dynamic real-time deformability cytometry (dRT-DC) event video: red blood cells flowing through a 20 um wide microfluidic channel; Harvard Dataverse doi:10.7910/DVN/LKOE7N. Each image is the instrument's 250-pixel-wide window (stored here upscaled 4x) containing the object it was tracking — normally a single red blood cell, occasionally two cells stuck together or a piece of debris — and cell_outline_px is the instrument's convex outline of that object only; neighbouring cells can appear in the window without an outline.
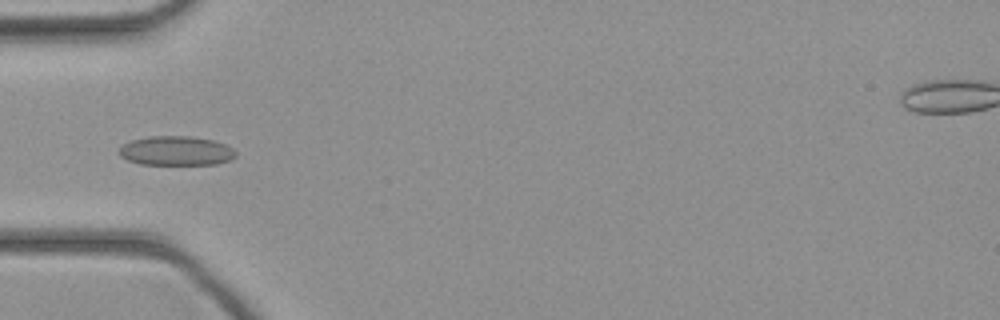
{"species": "common noctule bat (a hibernating species)", "species_latin": "Nyctalus noctula", "temperature_condition": "cold", "stored_images_in_passage": 34, "camera_frame_rate_fps": 3000, "um_per_image_px": 0.085, "animal": {"sex": "female", "body_mass_g": 21.9}, "frame": {"image": 1, "passage_image": 8, "time_ms": 2.333, "image_size_px": [1000, 320], "cell_outline_px": [[236, 156], [228, 160], [216, 164], [140, 164], [128, 160], [120, 156], [116, 152], [124, 144], [132, 140], [148, 136], [192, 136], [212, 140], [224, 144], [232, 148], [236, 152]], "centroid_in_image_um": [14.94, 12.81], "position_along_channel_um": 70.1, "area_um2": 19.88}}
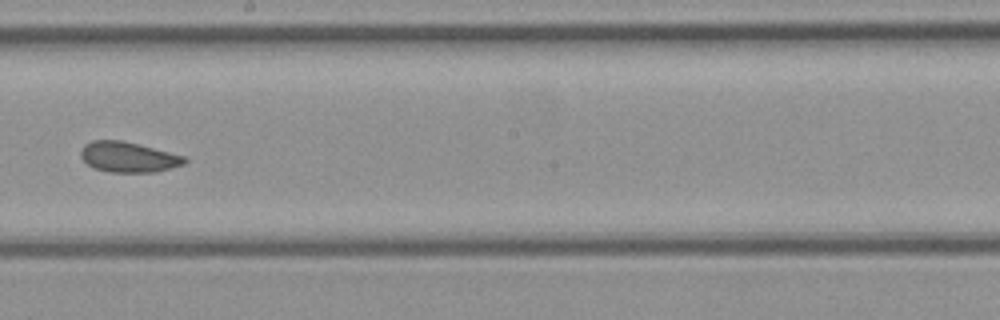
{"frame": {"image": 2, "passage_image": 19, "time_ms": 6.0, "image_size_px": [1000, 320], "cell_outline_px": [[188, 160], [184, 164], [172, 168], [156, 172], [108, 172], [92, 168], [80, 156], [80, 152], [84, 144], [92, 140], [124, 140], [188, 156]], "centroid_in_image_um": [10.95, 13.34], "position_along_channel_um": 237.3, "area_um2": 18.79}}
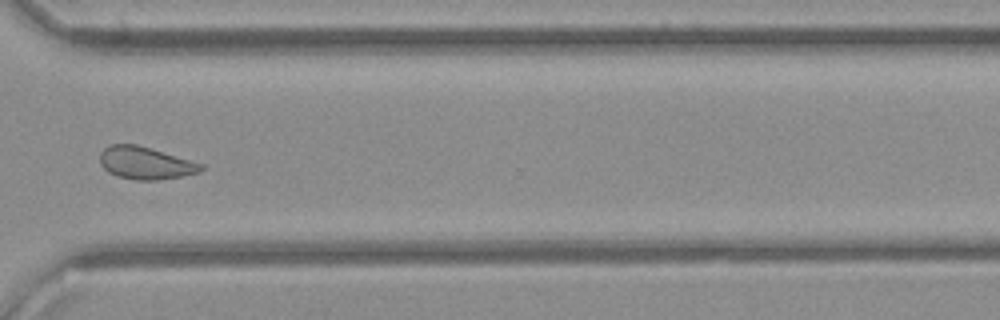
{"frame": {"image": 3, "passage_image": 27, "time_ms": 8.667, "image_size_px": [1000, 320], "cell_outline_px": [[204, 168], [200, 172], [180, 176], [156, 180], [136, 180], [116, 176], [108, 172], [100, 164], [100, 152], [108, 144], [136, 144], [204, 164]], "centroid_in_image_um": [12.33, 13.85], "position_along_channel_um": 358.3, "area_um2": 19.07}}